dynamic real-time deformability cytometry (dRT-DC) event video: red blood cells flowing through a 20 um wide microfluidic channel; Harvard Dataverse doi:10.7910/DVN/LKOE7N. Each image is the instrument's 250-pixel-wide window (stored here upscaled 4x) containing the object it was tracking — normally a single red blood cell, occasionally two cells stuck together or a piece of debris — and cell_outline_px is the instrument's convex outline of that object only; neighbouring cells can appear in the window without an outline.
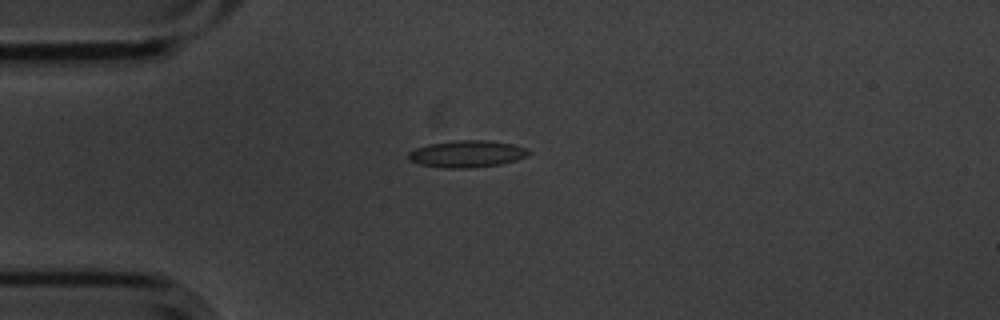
{"species": "common noctule bat (a hibernating species)", "species_latin": "Nyctalus noctula", "temperature_condition": "cold", "stored_images_in_passage": 12, "camera_frame_rate_fps": 3000, "um_per_image_px": 0.085, "animal": {"sex": "male", "body_mass_g": 20.1, "forearm_length_mm": 53.5}, "frame": {"image": 1, "passage_image": 1, "time_ms": 0.0, "image_size_px": [1000, 320], "cell_outline_px": [[532, 152], [528, 156], [516, 160], [500, 164], [468, 168], [444, 168], [420, 164], [408, 160], [408, 152], [416, 148], [428, 144], [456, 140], [488, 140], [512, 144], [528, 148]], "centroid_in_image_um": [39.71, 13.07], "position_along_channel_um": 45.3, "area_um2": 18.96}}
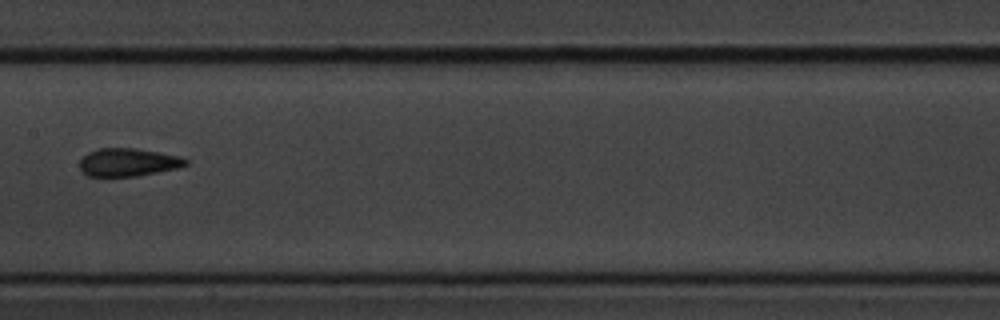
{"frame": {"image": 2, "passage_image": 5, "time_ms": 1.333, "image_size_px": [1000, 320], "cell_outline_px": [[188, 164], [180, 168], [136, 176], [88, 176], [80, 168], [80, 160], [88, 152], [100, 148], [132, 148], [160, 152], [180, 156], [188, 160]], "centroid_in_image_um": [10.93, 13.79], "position_along_channel_um": 196.5, "area_um2": 17.28}}
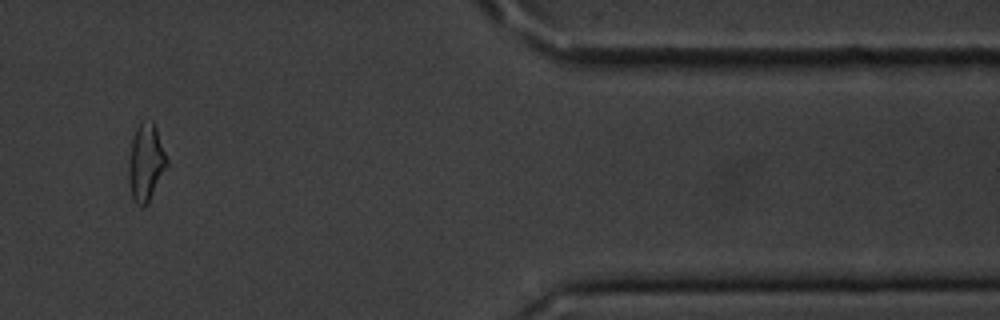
{"frame": {"image": 3, "passage_image": 10, "time_ms": 3.0, "image_size_px": [1000, 320], "cell_outline_px": [[168, 164], [148, 204], [144, 208], [140, 208], [132, 200], [128, 180], [128, 160], [132, 136], [140, 120], [152, 120], [156, 128], [168, 160]], "centroid_in_image_um": [12.37, 13.83], "position_along_channel_um": 399.0, "area_um2": 17.69}}